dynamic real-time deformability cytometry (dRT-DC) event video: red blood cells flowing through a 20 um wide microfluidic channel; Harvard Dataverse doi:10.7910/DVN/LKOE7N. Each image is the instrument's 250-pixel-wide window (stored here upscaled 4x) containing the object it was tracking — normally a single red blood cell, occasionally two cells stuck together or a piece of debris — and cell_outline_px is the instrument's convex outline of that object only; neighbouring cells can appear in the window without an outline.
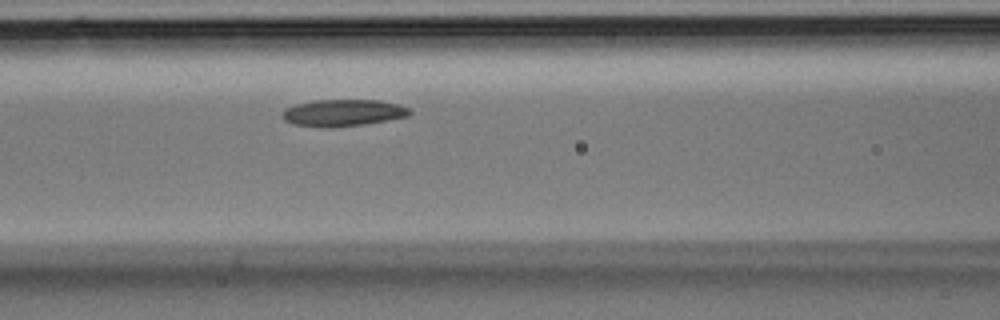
{"species": "Egyptian fruit bat (a non-hibernating species)", "species_latin": "Rousettus aegyptiacus", "temperature_condition": "room temperature", "stored_images_in_passage": 23, "camera_frame_rate_fps": 3000, "um_per_image_px": 0.085, "animal": {"sex": "male"}, "frame": {"image": 1, "passage_image": 6, "time_ms": 1.667, "image_size_px": [1000, 320], "cell_outline_px": [[412, 112], [408, 116], [388, 120], [364, 124], [332, 128], [296, 124], [284, 120], [284, 108], [296, 104], [316, 100], [380, 100], [396, 104], [408, 108]], "centroid_in_image_um": [29.18, 9.58], "position_along_channel_um": 137.4, "area_um2": 19.65}}
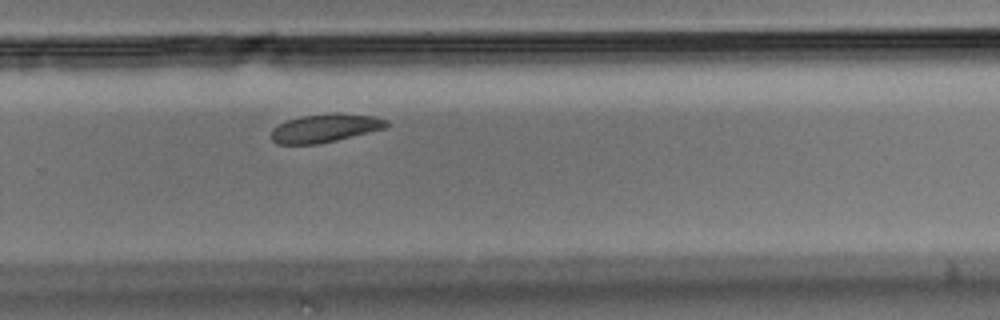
{"frame": {"image": 2, "passage_image": 15, "time_ms": 4.667, "image_size_px": [1000, 320], "cell_outline_px": [[388, 124], [384, 128], [336, 140], [316, 144], [276, 144], [272, 140], [272, 128], [288, 120], [300, 116], [328, 112], [340, 112], [376, 116], [388, 120]], "centroid_in_image_um": [27.63, 10.86], "position_along_channel_um": 302.2, "area_um2": 19.13}}
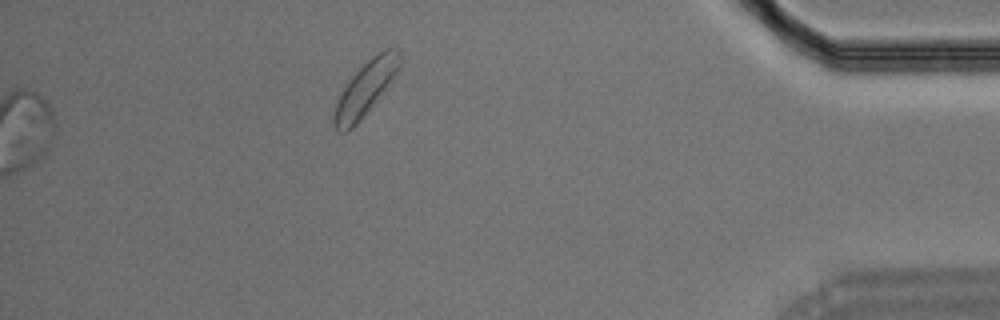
{"frame": {"image": 3, "passage_image": 23, "time_ms": 7.333, "image_size_px": [1000, 320], "cell_outline_px": [[404, 60], [400, 68], [372, 104], [356, 124], [352, 128], [344, 132], [340, 132], [332, 124], [332, 116], [336, 104], [348, 80], [376, 52], [384, 48], [400, 48]], "centroid_in_image_um": [31.1, 7.44], "position_along_channel_um": 404.1, "area_um2": 20.29}}